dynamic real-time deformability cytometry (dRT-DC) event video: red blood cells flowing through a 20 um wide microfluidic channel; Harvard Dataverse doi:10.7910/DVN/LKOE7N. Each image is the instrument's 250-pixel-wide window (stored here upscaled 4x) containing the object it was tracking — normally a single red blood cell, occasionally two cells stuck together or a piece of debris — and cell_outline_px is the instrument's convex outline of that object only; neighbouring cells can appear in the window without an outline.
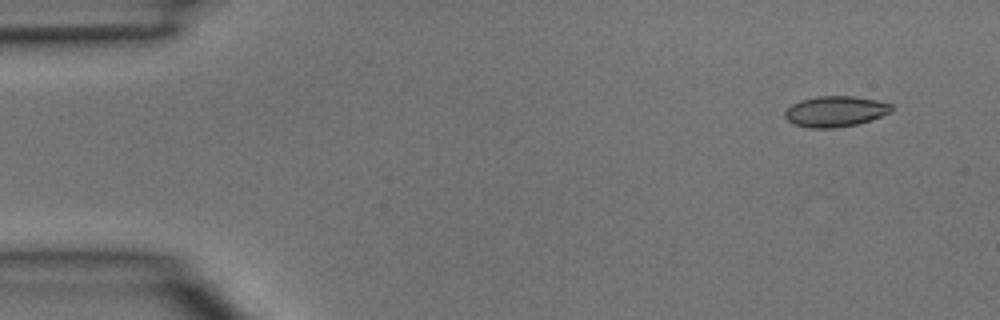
{"species": "common noctule bat (a hibernating species)", "species_latin": "Nyctalus noctula", "temperature_condition": "room temperature", "stored_images_in_passage": 2, "camera_frame_rate_fps": 3000, "um_per_image_px": 0.085, "animal": {"sex": "male", "body_mass_g": 15.6}, "frame": {"image": 1, "passage_image": 2, "time_ms": 0.333, "image_size_px": [1000, 320], "cell_outline_px": [[892, 112], [856, 124], [836, 128], [808, 128], [796, 124], [788, 120], [784, 116], [784, 112], [792, 104], [800, 100], [816, 96], [852, 96], [876, 100], [892, 104]], "centroid_in_image_um": [70.99, 9.46], "position_along_channel_um": 14.0, "area_um2": 18.96}}